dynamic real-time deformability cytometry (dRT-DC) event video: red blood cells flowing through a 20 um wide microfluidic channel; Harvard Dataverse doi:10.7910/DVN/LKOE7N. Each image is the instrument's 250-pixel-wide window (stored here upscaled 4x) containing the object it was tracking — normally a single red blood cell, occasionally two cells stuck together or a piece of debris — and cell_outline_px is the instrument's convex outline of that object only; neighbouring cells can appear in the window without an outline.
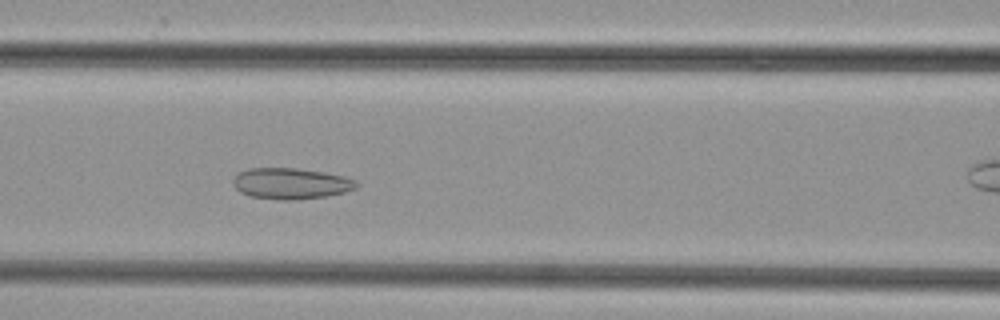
{"species": "common noctule bat (a hibernating species)", "species_latin": "Nyctalus noctula", "temperature_condition": "cold", "stored_images_in_passage": 46, "camera_frame_rate_fps": 3000, "um_per_image_px": 0.085, "animal": {"sex": "female", "body_mass_g": 29.2, "forearm_length_mm": 56.3}, "frame": {"image": 1, "passage_image": 17, "time_ms": 5.333, "image_size_px": [1000, 320], "cell_outline_px": [[360, 184], [356, 188], [344, 192], [324, 196], [300, 200], [280, 200], [252, 196], [240, 192], [232, 184], [232, 180], [240, 172], [248, 168], [296, 168], [324, 172], [344, 176], [356, 180]], "centroid_in_image_um": [24.74, 15.6], "position_along_channel_um": 141.9, "area_um2": 22.37}}
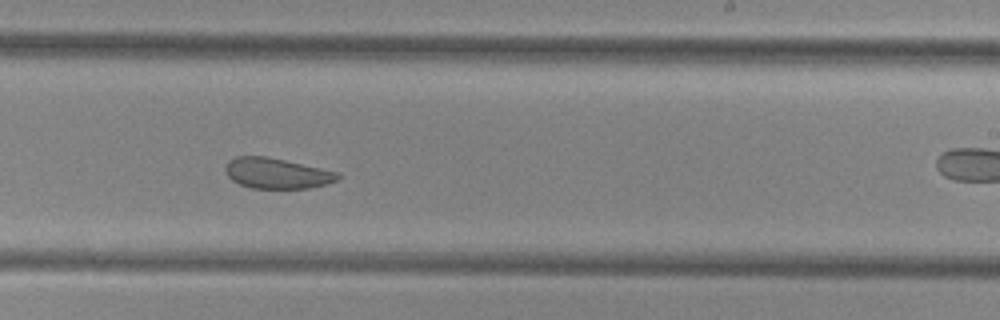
{"frame": {"image": 2, "passage_image": 26, "time_ms": 8.333, "image_size_px": [1000, 320], "cell_outline_px": [[340, 176], [336, 180], [324, 184], [308, 188], [252, 188], [240, 184], [232, 180], [228, 176], [224, 168], [228, 160], [236, 156], [264, 156], [284, 160], [340, 172]], "centroid_in_image_um": [23.5, 14.72], "position_along_channel_um": 265.5, "area_um2": 19.83}}
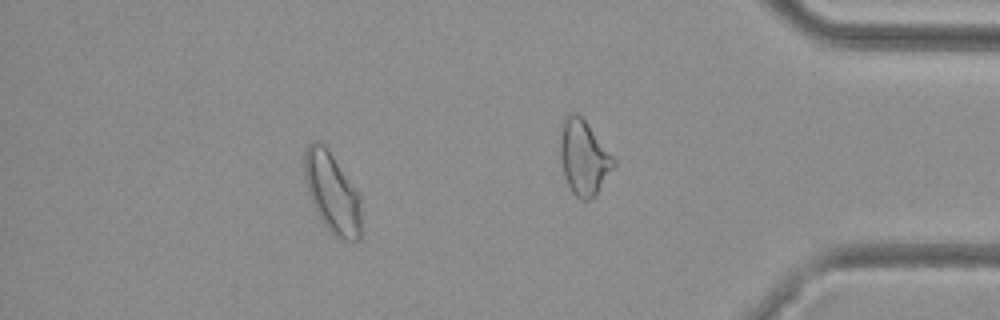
{"frame": {"image": 3, "passage_image": 40, "time_ms": 13.0, "image_size_px": [1000, 320], "cell_outline_px": [[364, 232], [360, 240], [344, 240], [332, 236], [324, 224], [312, 204], [304, 180], [304, 148], [308, 144], [316, 140], [324, 144], [328, 148], [360, 196]], "centroid_in_image_um": [28.26, 16.43], "position_along_channel_um": 406.9, "area_um2": 27.34}}